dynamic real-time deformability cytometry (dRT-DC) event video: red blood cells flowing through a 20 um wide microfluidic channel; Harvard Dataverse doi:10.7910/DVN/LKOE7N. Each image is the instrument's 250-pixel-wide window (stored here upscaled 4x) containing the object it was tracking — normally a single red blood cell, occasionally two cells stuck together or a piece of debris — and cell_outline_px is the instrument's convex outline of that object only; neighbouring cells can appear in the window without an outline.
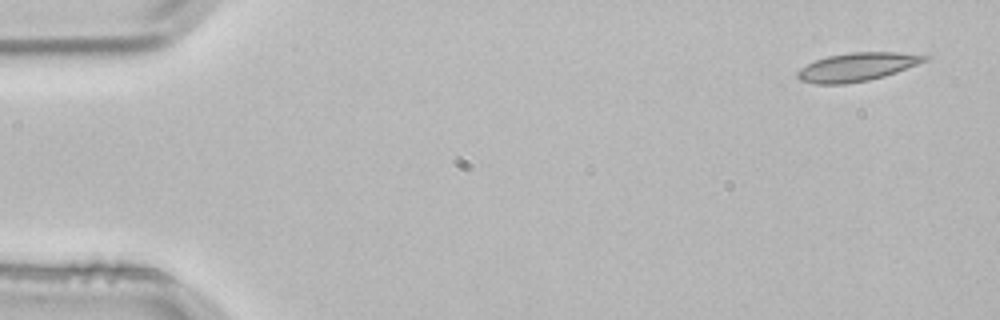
{"species": "common noctule bat (a hibernating species)", "species_latin": "Nyctalus noctula", "temperature_condition": "room temperature", "stored_images_in_passage": 5, "segment_of_instrument_passage": [1, 2], "camera_frame_rate_fps": 3000, "um_per_image_px": 0.085, "animal": {"sex": "male", "body_mass_g": 21.5, "forearm_length_mm": 52.0}, "frame": {"image": 1, "passage_image": 1, "time_ms": 0.0, "image_size_px": [1000, 320], "cell_outline_px": [[932, 56], [928, 60], [896, 72], [884, 76], [868, 80], [844, 84], [816, 84], [800, 80], [796, 76], [796, 72], [800, 68], [816, 60], [828, 56], [852, 52], [896, 52]], "centroid_in_image_um": [72.85, 5.69], "position_along_channel_um": 12.2, "area_um2": 20.92}}